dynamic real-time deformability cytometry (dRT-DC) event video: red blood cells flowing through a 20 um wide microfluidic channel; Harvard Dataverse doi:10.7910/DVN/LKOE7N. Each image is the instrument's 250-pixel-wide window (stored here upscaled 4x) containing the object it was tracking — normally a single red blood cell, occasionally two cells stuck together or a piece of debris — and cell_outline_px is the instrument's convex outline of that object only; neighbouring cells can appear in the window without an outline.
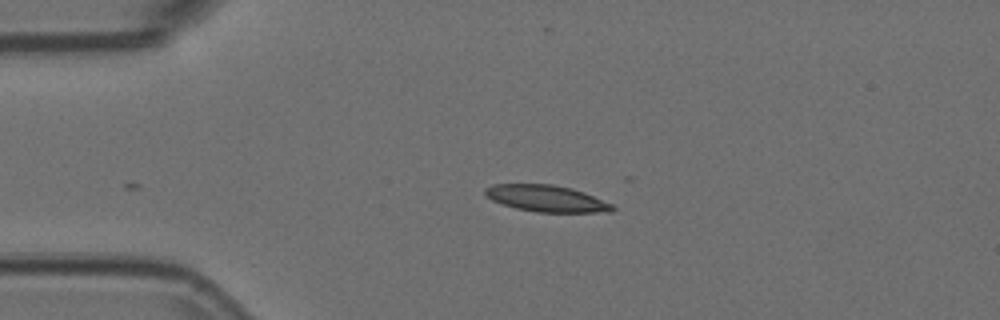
{"species": "Egyptian fruit bat (a non-hibernating species)", "species_latin": "Rousettus aegyptiacus", "temperature_condition": "room temperature", "stored_images_in_passage": 10, "camera_frame_rate_fps": 3000, "um_per_image_px": 0.085, "animal": {"sex": "female"}, "frame": {"image": 1, "passage_image": 1, "time_ms": 0.0, "image_size_px": [1000, 320], "cell_outline_px": [[616, 208], [612, 212], [536, 212], [516, 208], [492, 200], [484, 192], [484, 188], [492, 184], [552, 184], [572, 188], [584, 192], [612, 204]], "centroid_in_image_um": [46.46, 16.86], "position_along_channel_um": 38.5, "area_um2": 19.65}}
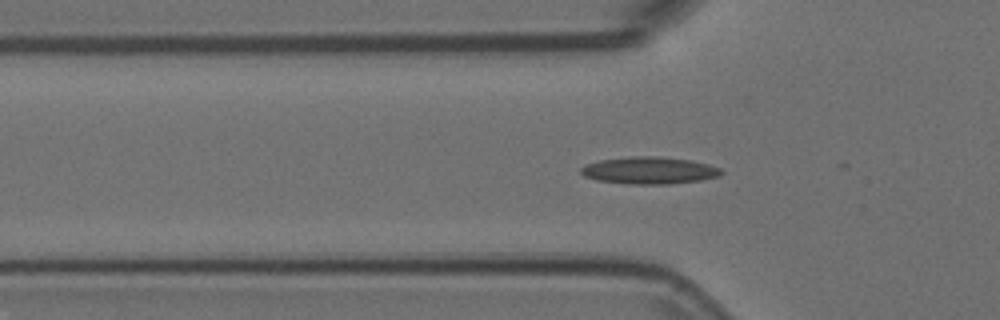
{"frame": {"image": 2, "passage_image": 6, "time_ms": 1.667, "image_size_px": [1000, 320], "cell_outline_px": [[724, 172], [720, 176], [700, 180], [668, 184], [628, 184], [596, 180], [584, 176], [580, 172], [580, 168], [584, 164], [600, 160], [632, 156], [660, 156], [692, 160], [708, 164], [720, 168]], "centroid_in_image_um": [55.18, 14.48], "position_along_channel_um": 70.6, "area_um2": 22.37}}
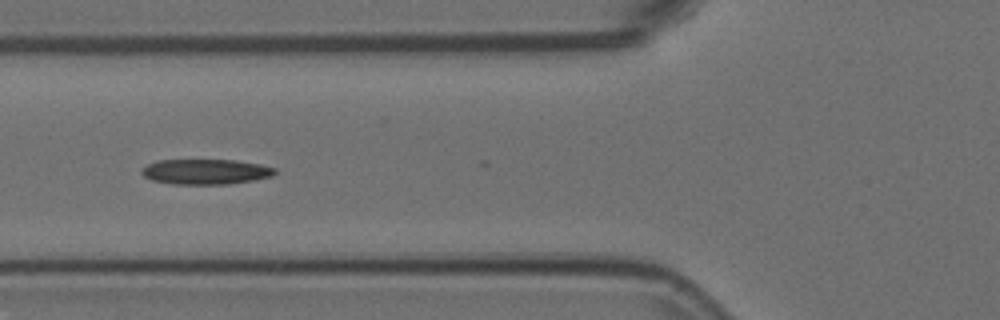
{"frame": {"image": 3, "passage_image": 9, "time_ms": 2.667, "image_size_px": [1000, 320], "cell_outline_px": [[276, 172], [272, 176], [252, 180], [228, 184], [172, 184], [152, 180], [144, 176], [140, 172], [140, 168], [156, 160], [232, 160], [260, 164], [276, 168]], "centroid_in_image_um": [17.44, 14.59], "position_along_channel_um": 108.4, "area_um2": 19.59}}